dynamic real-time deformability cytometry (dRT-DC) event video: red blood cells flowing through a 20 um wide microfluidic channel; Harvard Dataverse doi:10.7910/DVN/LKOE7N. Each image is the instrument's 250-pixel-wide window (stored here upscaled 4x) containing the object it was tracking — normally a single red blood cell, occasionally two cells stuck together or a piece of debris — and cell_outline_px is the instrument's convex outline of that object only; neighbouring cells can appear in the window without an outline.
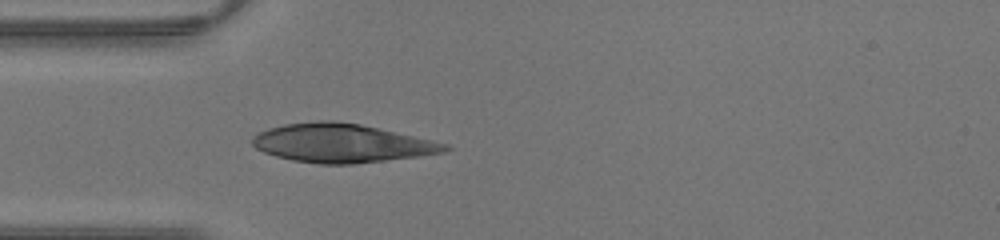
{"species": "human", "species_latin": "Homo sapiens", "temperature_condition": "warm", "stored_images_in_passage": 31, "camera_frame_rate_fps": 3000, "um_per_image_px": 0.085, "donor": {"sex": "male"}, "frame": {"image": 1, "passage_image": 1, "time_ms": 0.0, "image_size_px": [1000, 240], "cell_outline_px": [[452, 148], [444, 152], [420, 156], [352, 164], [320, 164], [292, 160], [276, 156], [264, 152], [256, 148], [252, 144], [252, 136], [268, 128], [284, 124], [316, 120], [332, 120], [360, 124], [448, 144]], "centroid_in_image_um": [29.01, 12.16], "position_along_channel_um": 56.0, "area_um2": 43.18}}
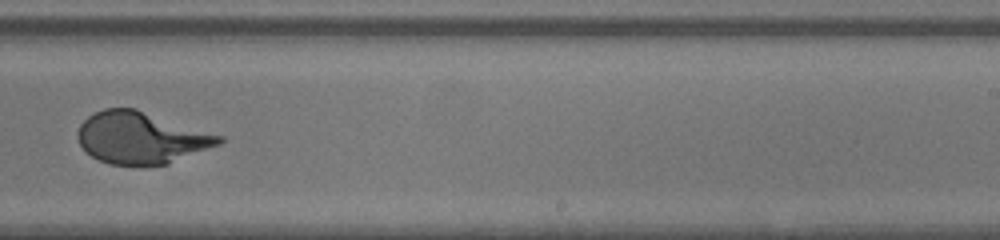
{"frame": {"image": 2, "passage_image": 15, "time_ms": 4.667, "image_size_px": [1000, 240], "cell_outline_px": [[224, 140], [220, 144], [168, 164], [108, 164], [92, 156], [80, 144], [76, 136], [76, 132], [80, 124], [88, 116], [104, 108], [136, 108], [224, 136]], "centroid_in_image_um": [12.0, 11.69], "position_along_channel_um": 277.0, "area_um2": 42.48}}
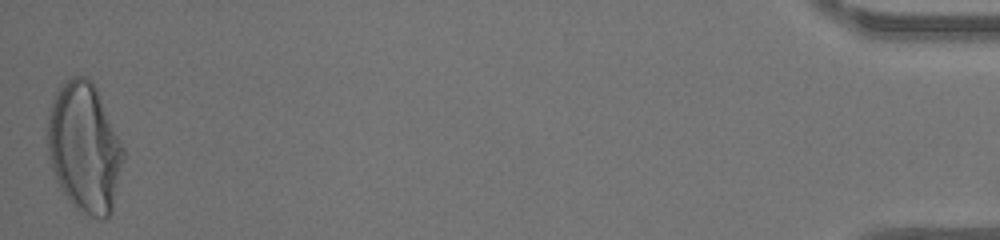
{"frame": {"image": 3, "passage_image": 31, "time_ms": 10.0, "image_size_px": [1000, 240], "cell_outline_px": [[124, 156], [112, 212], [104, 220], [80, 212], [72, 204], [60, 188], [56, 180], [52, 168], [48, 152], [48, 116], [52, 100], [56, 92], [72, 76], [84, 76], [92, 80], [96, 88], [124, 148]], "centroid_in_image_um": [7.18, 12.57], "position_along_channel_um": 428.0, "area_um2": 56.88}}